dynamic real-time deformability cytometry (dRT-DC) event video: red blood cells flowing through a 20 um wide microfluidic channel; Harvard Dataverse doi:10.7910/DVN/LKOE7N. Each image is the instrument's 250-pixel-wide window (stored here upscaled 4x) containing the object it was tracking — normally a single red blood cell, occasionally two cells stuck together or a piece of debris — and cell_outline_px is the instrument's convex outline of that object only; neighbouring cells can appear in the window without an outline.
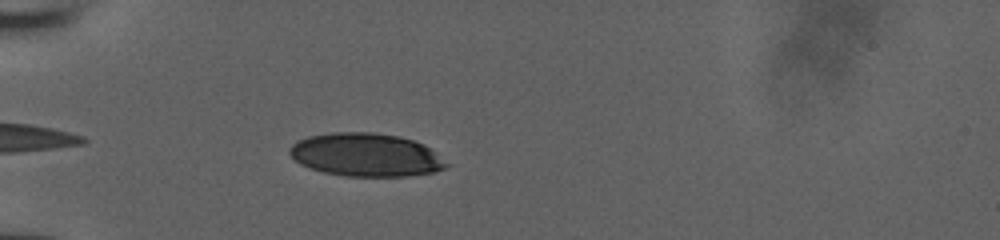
{"species": "human", "species_latin": "Homo sapiens", "temperature_condition": "room temperature", "stored_images_in_passage": 34, "camera_frame_rate_fps": 3000, "um_per_image_px": 0.085, "donor": {"sex": "male"}, "frame": {"image": 1, "passage_image": 3, "time_ms": 0.667, "image_size_px": [1000, 240], "cell_outline_px": [[452, 164], [444, 168], [432, 172], [408, 176], [344, 176], [324, 172], [308, 168], [300, 164], [288, 152], [288, 148], [296, 140], [308, 136], [332, 132], [372, 132], [396, 136], [412, 140], [424, 144]], "centroid_in_image_um": [31.09, 13.16], "position_along_channel_um": 53.9, "area_um2": 39.65}}
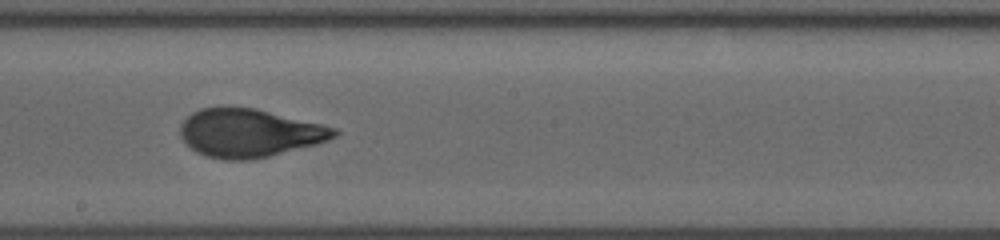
{"frame": {"image": 2, "passage_image": 17, "time_ms": 5.333, "image_size_px": [1000, 240], "cell_outline_px": [[340, 132], [336, 136], [328, 140], [316, 144], [252, 160], [224, 160], [208, 156], [196, 152], [180, 136], [180, 124], [192, 112], [200, 108], [224, 104], [256, 108], [336, 128]], "centroid_in_image_um": [21.15, 11.27], "position_along_channel_um": 227.1, "area_um2": 43.64}}
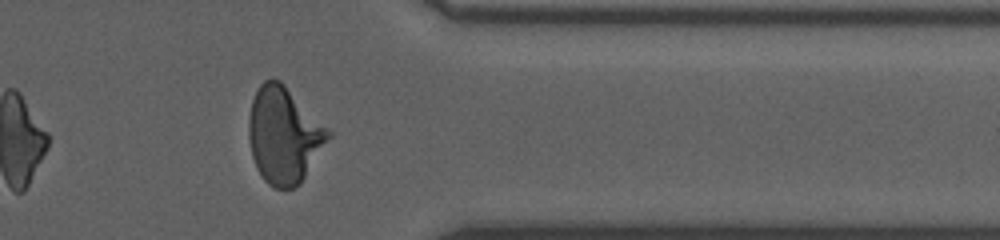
{"frame": {"image": 3, "passage_image": 29, "time_ms": 9.333, "image_size_px": [1000, 240], "cell_outline_px": [[332, 136], [300, 184], [292, 188], [276, 188], [268, 184], [264, 180], [256, 168], [252, 156], [248, 136], [248, 120], [252, 100], [260, 84], [264, 80], [272, 76], [280, 80], [332, 132]], "centroid_in_image_um": [24.13, 11.48], "position_along_channel_um": 387.3, "area_um2": 44.74}}